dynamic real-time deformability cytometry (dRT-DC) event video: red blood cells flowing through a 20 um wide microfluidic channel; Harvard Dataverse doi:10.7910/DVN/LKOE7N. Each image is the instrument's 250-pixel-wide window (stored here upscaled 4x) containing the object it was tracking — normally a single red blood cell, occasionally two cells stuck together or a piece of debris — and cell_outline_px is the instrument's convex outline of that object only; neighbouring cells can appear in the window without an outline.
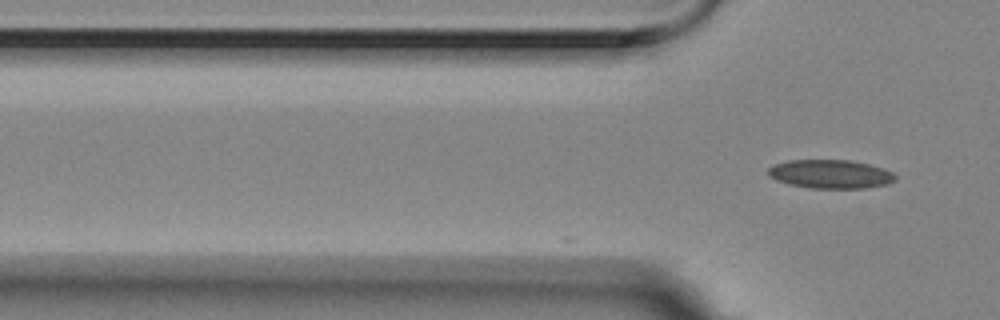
{"species": "Egyptian fruit bat (a non-hibernating species)", "species_latin": "Rousettus aegyptiacus", "temperature_condition": "room temperature", "stored_images_in_passage": 3, "camera_frame_rate_fps": 3000, "um_per_image_px": 0.085, "animal": {"sex": "female"}, "frame": {"image": 1, "passage_image": 3, "time_ms": 0.667, "image_size_px": [1000, 320], "cell_outline_px": [[896, 180], [888, 184], [868, 188], [812, 188], [788, 184], [776, 180], [768, 176], [768, 168], [772, 164], [788, 160], [848, 160], [868, 164], [884, 168], [892, 172], [896, 176]], "centroid_in_image_um": [70.58, 14.8], "position_along_channel_um": 55.2, "area_um2": 21.44}}